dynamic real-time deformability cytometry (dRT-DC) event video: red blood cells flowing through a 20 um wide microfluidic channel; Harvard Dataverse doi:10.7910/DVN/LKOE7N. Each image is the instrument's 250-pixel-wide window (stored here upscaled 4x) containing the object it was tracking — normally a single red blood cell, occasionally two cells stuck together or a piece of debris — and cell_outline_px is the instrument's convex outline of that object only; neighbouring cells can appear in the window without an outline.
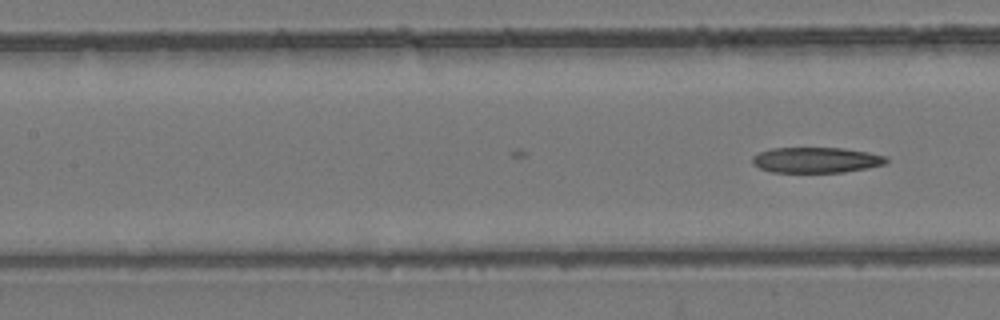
{"species": "common noctule bat (a hibernating species)", "species_latin": "Nyctalus noctula", "temperature_condition": "room temperature", "stored_images_in_passage": 23, "camera_frame_rate_fps": 3000, "um_per_image_px": 0.085, "animal": {"sex": "female", "body_mass_g": 24.6, "forearm_length_mm": 56.2}, "frame": {"image": 1, "passage_image": 23, "time_ms": 7.333, "image_size_px": [1000, 320], "cell_outline_px": [[888, 160], [884, 164], [868, 168], [844, 172], [772, 172], [760, 168], [752, 164], [752, 156], [760, 152], [772, 148], [844, 148], [868, 152], [888, 156]], "centroid_in_image_um": [69.39, 13.6], "position_along_channel_um": 138.0, "area_um2": 20.0}}